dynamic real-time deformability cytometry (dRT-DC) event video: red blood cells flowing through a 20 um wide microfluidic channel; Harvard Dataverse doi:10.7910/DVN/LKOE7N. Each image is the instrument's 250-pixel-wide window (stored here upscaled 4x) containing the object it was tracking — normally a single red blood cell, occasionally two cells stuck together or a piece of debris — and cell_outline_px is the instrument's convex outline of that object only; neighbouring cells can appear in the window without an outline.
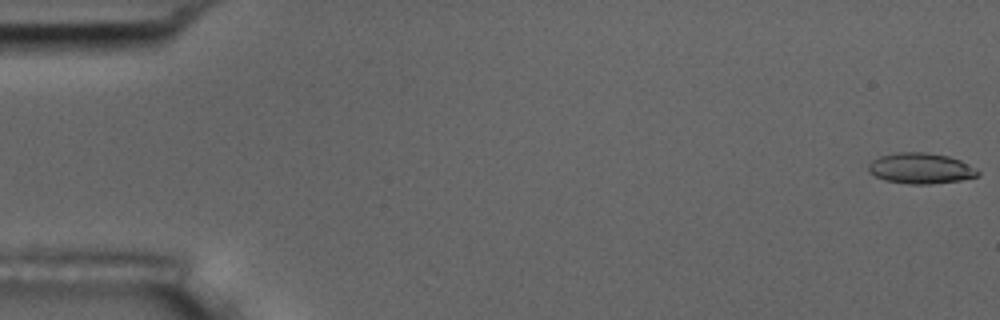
{"species": "common noctule bat (a hibernating species)", "species_latin": "Nyctalus noctula", "temperature_condition": "room temperature", "stored_images_in_passage": 56, "camera_frame_rate_fps": 3000, "um_per_image_px": 0.085, "animal": {"sex": "male", "body_mass_g": 17.5, "forearm_length_mm": 52.3}, "frame": {"image": 1, "passage_image": 1, "time_ms": 0.0, "image_size_px": [1000, 320], "cell_outline_px": [[980, 172], [976, 176], [960, 180], [932, 184], [908, 184], [884, 180], [868, 172], [868, 164], [872, 160], [880, 156], [896, 152], [924, 152], [948, 156], [960, 160], [968, 164]], "centroid_in_image_um": [78.22, 14.31], "position_along_channel_um": 6.8, "area_um2": 19.54}}
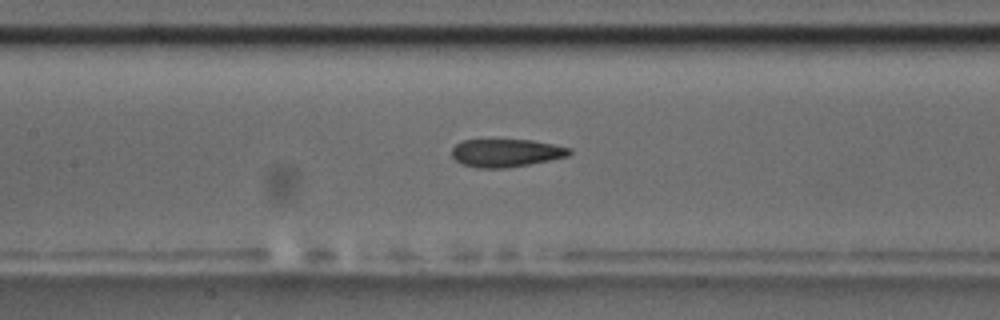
{"frame": {"image": 2, "passage_image": 26, "time_ms": 8.333, "image_size_px": [1000, 320], "cell_outline_px": [[572, 152], [568, 156], [508, 168], [476, 168], [464, 164], [456, 160], [452, 156], [452, 148], [460, 140], [532, 140], [572, 148]], "centroid_in_image_um": [43.01, 12.99], "position_along_channel_um": 164.4, "area_um2": 19.07}}
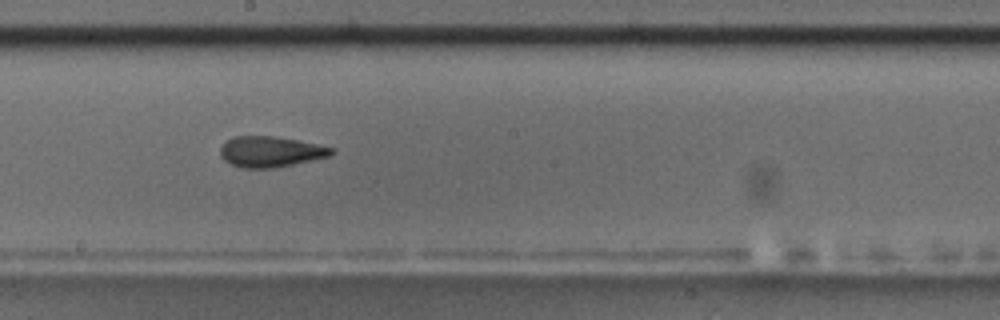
{"frame": {"image": 3, "passage_image": 31, "time_ms": 10.0, "image_size_px": [1000, 320], "cell_outline_px": [[336, 152], [328, 156], [312, 160], [272, 168], [244, 168], [232, 164], [224, 160], [220, 156], [220, 148], [232, 136], [276, 136], [316, 144], [332, 148]], "centroid_in_image_um": [22.97, 12.89], "position_along_channel_um": 225.2, "area_um2": 19.65}, "authors_computed_cell_mechanics": {"area_um2": 19.6809, "velocity_mm_per_s": 3.673, "shape_relaxation_time_tau1_ms": 4.6032, "shape_relaxation_time_tau2_ms": 1.6832, "deformation_change_tau1": 0.1639, "deformation_change_tau2": 0.0979}}